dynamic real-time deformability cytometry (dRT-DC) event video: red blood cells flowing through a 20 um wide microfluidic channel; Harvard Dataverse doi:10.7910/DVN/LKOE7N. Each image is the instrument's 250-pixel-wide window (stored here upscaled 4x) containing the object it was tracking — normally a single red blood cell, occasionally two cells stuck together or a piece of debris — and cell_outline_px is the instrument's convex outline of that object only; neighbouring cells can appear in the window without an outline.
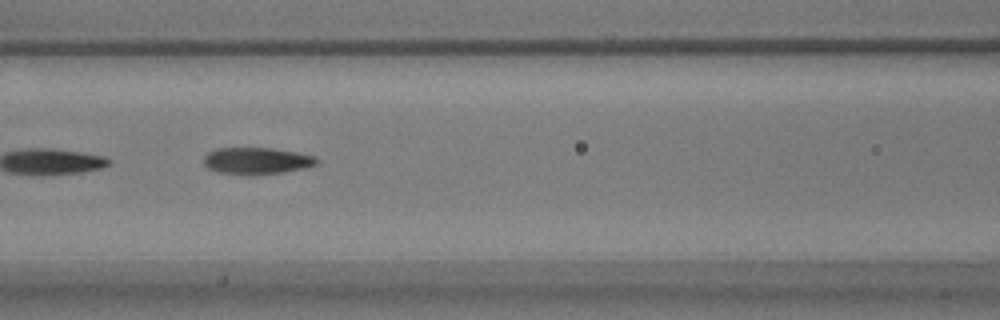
{"species": "common noctule bat (a hibernating species)", "species_latin": "Nyctalus noctula", "temperature_condition": "warm", "stored_images_in_passage": 13, "camera_frame_rate_fps": 3000, "um_per_image_px": 0.085, "animal": {"sex": "male", "body_mass_g": 17.9}, "frame": {"image": 1, "passage_image": 8, "time_ms": 2.333, "image_size_px": [1000, 320], "cell_outline_px": [[320, 160], [316, 164], [304, 168], [284, 172], [248, 176], [244, 176], [220, 172], [208, 168], [204, 164], [204, 156], [208, 152], [216, 148], [272, 148], [296, 152], [316, 156]], "centroid_in_image_um": [21.82, 13.68], "position_along_channel_um": 144.8, "area_um2": 17.86}}